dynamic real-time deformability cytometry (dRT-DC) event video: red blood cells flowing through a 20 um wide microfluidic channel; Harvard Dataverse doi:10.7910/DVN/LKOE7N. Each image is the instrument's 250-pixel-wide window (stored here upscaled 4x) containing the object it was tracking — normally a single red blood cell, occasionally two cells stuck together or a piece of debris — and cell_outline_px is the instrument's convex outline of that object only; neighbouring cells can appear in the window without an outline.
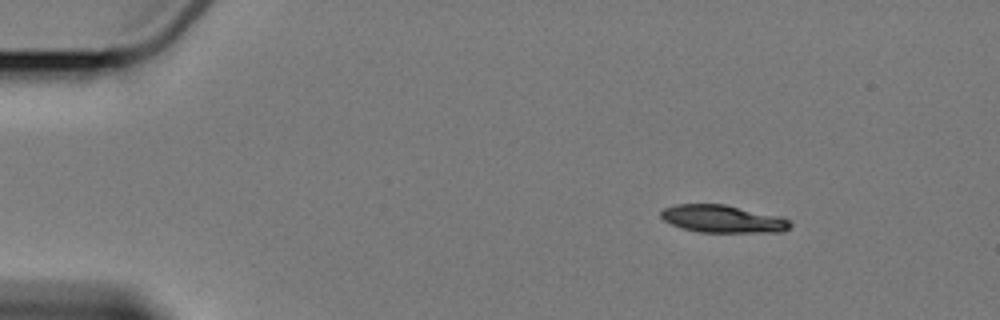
{"species": "Egyptian fruit bat (a non-hibernating species)", "species_latin": "Rousettus aegyptiacus", "temperature_condition": "cold", "stored_images_in_passage": 2, "camera_frame_rate_fps": 3000, "um_per_image_px": 0.085, "animal": {"sex": "female"}, "frame": {"image": 1, "passage_image": 1, "time_ms": 0.0, "image_size_px": [1000, 320], "cell_outline_px": [[792, 224], [784, 232], [700, 232], [684, 228], [672, 224], [664, 220], [660, 216], [660, 212], [664, 208], [676, 204], [724, 204], [780, 216], [788, 220]], "centroid_in_image_um": [61.44, 18.6], "position_along_channel_um": 23.6, "area_um2": 20.63}}